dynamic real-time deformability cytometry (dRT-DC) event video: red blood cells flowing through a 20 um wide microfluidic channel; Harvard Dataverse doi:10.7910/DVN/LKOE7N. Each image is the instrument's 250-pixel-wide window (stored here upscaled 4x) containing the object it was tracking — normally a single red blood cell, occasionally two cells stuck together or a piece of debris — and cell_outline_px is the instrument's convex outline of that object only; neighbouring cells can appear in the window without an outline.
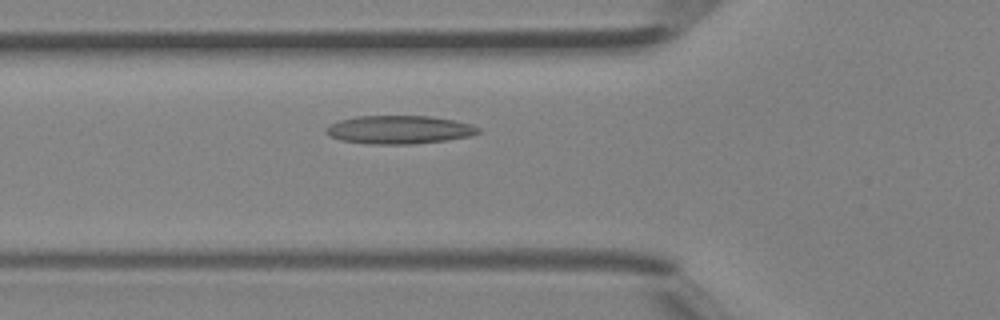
{"species": "Egyptian fruit bat (a non-hibernating species)", "species_latin": "Rousettus aegyptiacus", "temperature_condition": "room temperature", "stored_images_in_passage": 25, "camera_frame_rate_fps": 3000, "um_per_image_px": 0.085, "animal": {"sex": "female"}, "frame": {"image": 1, "passage_image": 2, "time_ms": 0.333, "image_size_px": [1000, 320], "cell_outline_px": [[480, 132], [472, 136], [448, 140], [412, 144], [372, 144], [340, 140], [324, 132], [324, 128], [340, 120], [356, 116], [432, 116], [472, 124], [480, 128]], "centroid_in_image_um": [33.96, 11.02], "position_along_channel_um": 91.8, "area_um2": 25.14}}
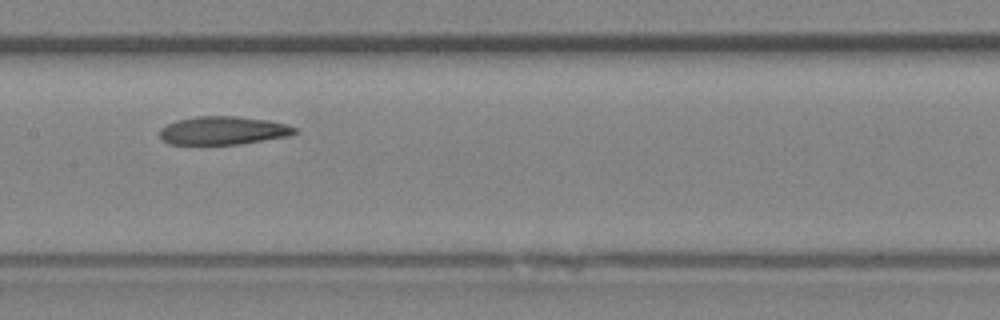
{"frame": {"image": 2, "passage_image": 8, "time_ms": 2.333, "image_size_px": [1000, 320], "cell_outline_px": [[296, 132], [292, 136], [236, 144], [168, 144], [160, 136], [160, 128], [176, 120], [196, 116], [236, 116], [268, 120], [284, 124], [296, 128]], "centroid_in_image_um": [18.96, 11.09], "position_along_channel_um": 188.4, "area_um2": 22.14}}
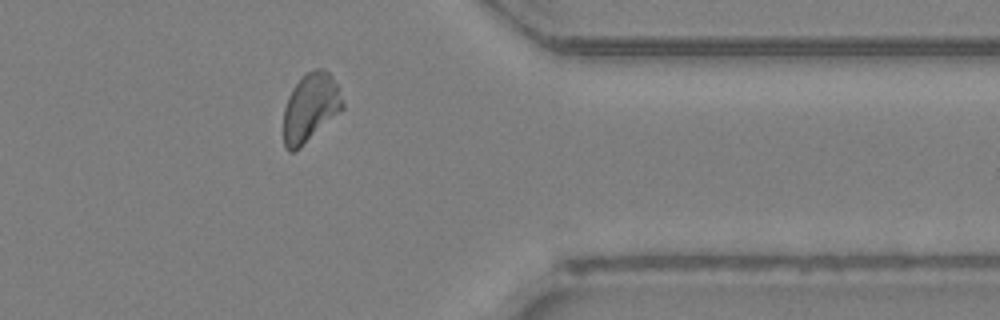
{"frame": {"image": 3, "passage_image": 21, "time_ms": 6.667, "image_size_px": [1000, 320], "cell_outline_px": [[344, 108], [300, 148], [292, 152], [288, 152], [284, 148], [284, 108], [288, 96], [292, 88], [308, 72], [316, 68], [324, 68], [332, 76], [336, 84], [344, 104]], "centroid_in_image_um": [26.37, 9.16], "position_along_channel_um": 385.0, "area_um2": 23.35}}